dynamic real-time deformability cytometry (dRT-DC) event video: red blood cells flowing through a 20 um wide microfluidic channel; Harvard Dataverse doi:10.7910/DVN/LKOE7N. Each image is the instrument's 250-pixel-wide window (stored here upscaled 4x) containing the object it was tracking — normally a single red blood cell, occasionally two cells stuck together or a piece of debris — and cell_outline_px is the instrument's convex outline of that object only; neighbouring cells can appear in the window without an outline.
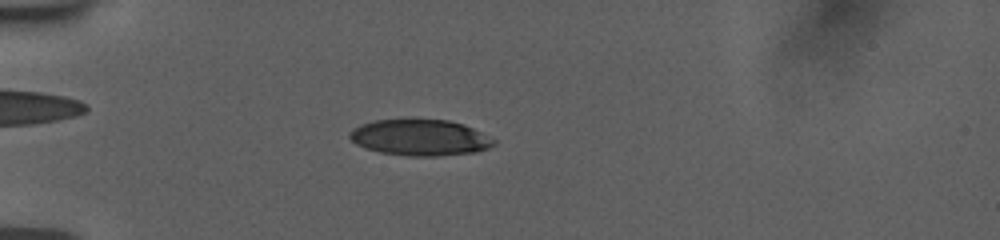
{"species": "human", "species_latin": "Homo sapiens", "temperature_condition": "room temperature", "stored_images_in_passage": 45, "camera_frame_rate_fps": 3000, "um_per_image_px": 0.085, "donor": {"sex": "female"}, "frame": {"image": 1, "passage_image": 6, "time_ms": 1.667, "image_size_px": [1000, 240], "cell_outline_px": [[496, 144], [488, 148], [476, 152], [436, 156], [408, 156], [380, 152], [364, 148], [356, 144], [348, 136], [348, 132], [352, 128], [360, 124], [376, 120], [448, 120], [464, 124], [496, 140]], "centroid_in_image_um": [35.68, 11.7], "position_along_channel_um": 49.3, "area_um2": 30.35}}
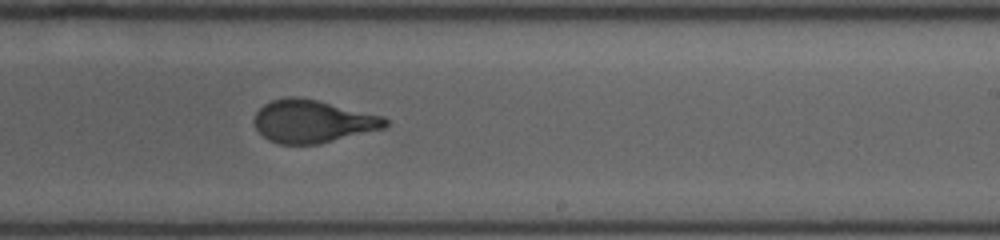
{"frame": {"image": 2, "passage_image": 25, "time_ms": 8.0, "image_size_px": [1000, 240], "cell_outline_px": [[388, 124], [384, 128], [320, 144], [280, 144], [268, 140], [256, 128], [252, 120], [256, 112], [264, 104], [272, 100], [288, 96], [296, 96], [316, 100], [384, 116], [388, 120]], "centroid_in_image_um": [26.56, 10.31], "position_along_channel_um": 262.4, "area_um2": 32.66}}
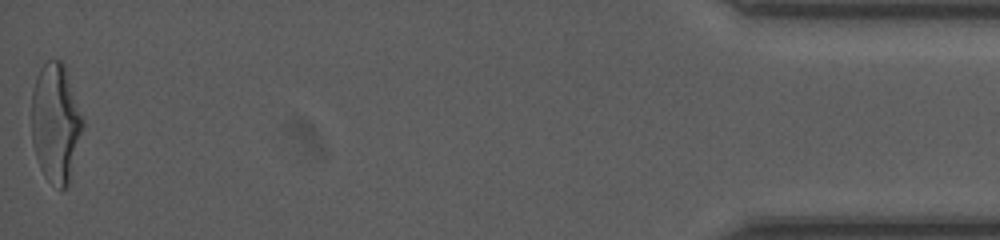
{"frame": {"image": 3, "passage_image": 45, "time_ms": 14.667, "image_size_px": [1000, 240], "cell_outline_px": [[84, 124], [68, 184], [60, 192], [44, 176], [40, 168], [36, 156], [32, 140], [32, 92], [36, 76], [40, 68], [48, 60], [60, 60], [64, 64], [84, 120]], "centroid_in_image_um": [4.73, 10.46], "position_along_channel_um": 430.5, "area_um2": 35.37}, "authors_computed_cell_mechanics": {"area_um2": 33.235, "velocity_mm_per_s": 3.7789, "shape_relaxation_time_tau1_ms": 3.8883, "shape_relaxation_time_tau2_ms": null, "deformation_change_tau1": 0.1788, "deformation_change_tau2": null}}